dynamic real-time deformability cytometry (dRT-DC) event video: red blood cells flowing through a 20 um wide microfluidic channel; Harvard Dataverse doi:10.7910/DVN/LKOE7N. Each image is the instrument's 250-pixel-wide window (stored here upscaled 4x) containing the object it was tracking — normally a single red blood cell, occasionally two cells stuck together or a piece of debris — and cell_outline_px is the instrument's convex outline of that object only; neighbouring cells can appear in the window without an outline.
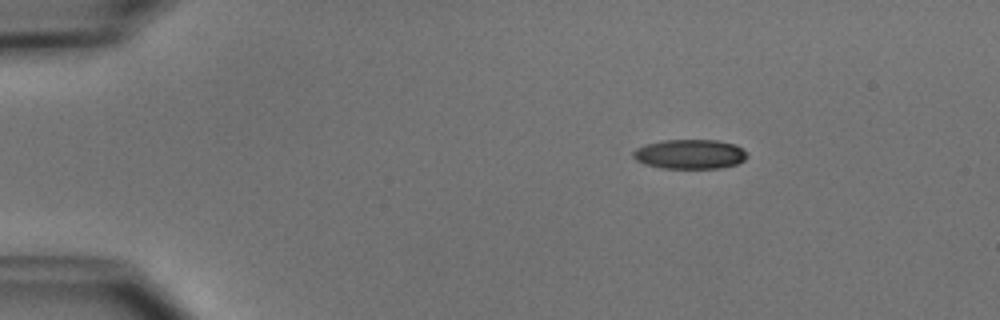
{"species": "common noctule bat (a hibernating species)", "species_latin": "Nyctalus noctula", "temperature_condition": "cold", "stored_images_in_passage": 3, "camera_frame_rate_fps": 3000, "um_per_image_px": 0.085, "animal": {"sex": "male", "body_mass_g": 15.6}, "frame": {"image": 1, "passage_image": 1, "time_ms": 0.0, "image_size_px": [1000, 320], "cell_outline_px": [[748, 156], [744, 160], [736, 164], [720, 168], [660, 168], [644, 164], [636, 160], [632, 156], [632, 152], [636, 148], [644, 144], [664, 140], [716, 140], [736, 144], [748, 152]], "centroid_in_image_um": [58.64, 13.1], "position_along_channel_um": 26.4, "area_um2": 19.83}}